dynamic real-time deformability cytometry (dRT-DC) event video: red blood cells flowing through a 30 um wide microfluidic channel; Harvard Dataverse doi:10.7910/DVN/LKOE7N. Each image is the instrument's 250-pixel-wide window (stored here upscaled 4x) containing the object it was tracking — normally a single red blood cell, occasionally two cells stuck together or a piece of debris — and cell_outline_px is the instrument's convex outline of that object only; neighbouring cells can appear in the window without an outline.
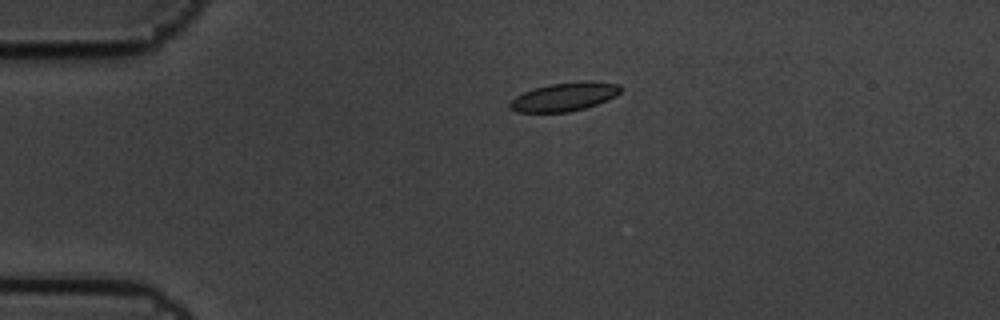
{"species": "common noctule bat (a hibernating species)", "species_latin": "Nyctalus noctula", "temperature_condition": "cold", "stored_images_in_passage": 2, "camera_frame_rate_fps": 3000, "um_per_image_px": 0.085, "animal": {"sex": "male", "body_mass_g": 19.5, "forearm_length_mm": 54.6}, "frame": {"image": 1, "passage_image": 1, "time_ms": 0.0, "image_size_px": [1000, 320], "cell_outline_px": [[624, 88], [616, 96], [596, 104], [584, 108], [568, 112], [516, 112], [508, 108], [508, 104], [516, 96], [524, 92], [536, 88], [552, 84], [584, 80], [592, 80], [620, 84]], "centroid_in_image_um": [48.01, 8.21], "position_along_channel_um": 37.0, "area_um2": 18.5}}